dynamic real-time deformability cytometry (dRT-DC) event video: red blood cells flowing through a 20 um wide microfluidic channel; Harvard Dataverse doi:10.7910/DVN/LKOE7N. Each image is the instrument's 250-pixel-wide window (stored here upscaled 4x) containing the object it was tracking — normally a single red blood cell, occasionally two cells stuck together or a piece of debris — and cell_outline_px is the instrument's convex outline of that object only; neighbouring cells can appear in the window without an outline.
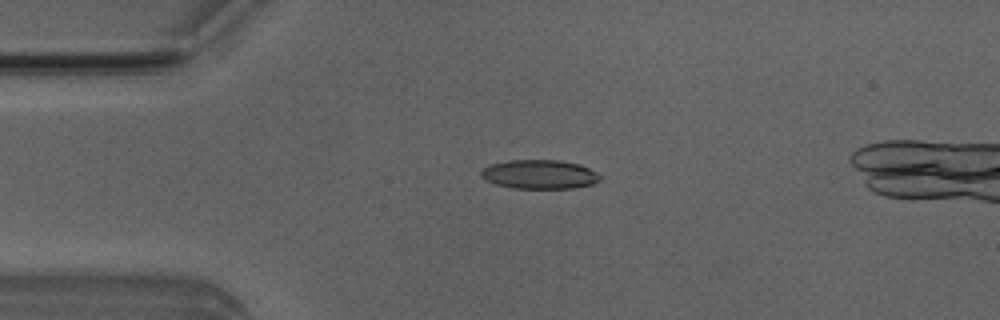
{"species": "Egyptian fruit bat (a non-hibernating species)", "species_latin": "Rousettus aegyptiacus", "temperature_condition": "room temperature", "stored_images_in_passage": 4, "camera_frame_rate_fps": 3000, "um_per_image_px": 0.085, "animal": {"sex": "male"}, "frame": {"image": 1, "passage_image": 3, "time_ms": 2.333, "image_size_px": [1000, 320], "cell_outline_px": [[600, 180], [592, 184], [572, 188], [512, 188], [496, 184], [484, 180], [480, 176], [480, 172], [484, 168], [492, 164], [508, 160], [560, 160], [580, 164], [596, 172], [600, 176]], "centroid_in_image_um": [45.84, 14.82], "position_along_channel_um": 39.2, "area_um2": 20.11}}